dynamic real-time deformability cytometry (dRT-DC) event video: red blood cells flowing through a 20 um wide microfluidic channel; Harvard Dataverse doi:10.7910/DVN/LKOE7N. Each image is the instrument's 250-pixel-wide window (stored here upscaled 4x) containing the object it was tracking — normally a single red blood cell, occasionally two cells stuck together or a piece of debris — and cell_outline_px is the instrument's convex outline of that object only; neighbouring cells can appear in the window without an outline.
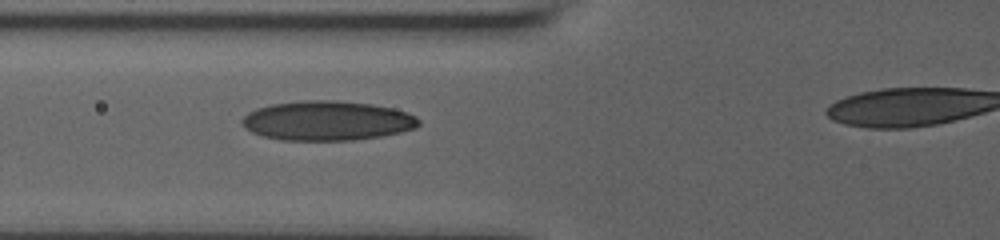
{"species": "human", "species_latin": "Homo sapiens", "temperature_condition": "room temperature", "stored_images_in_passage": 43, "camera_frame_rate_fps": 3000, "um_per_image_px": 0.085, "donor": {"sex": "male"}, "frame": {"image": 1, "passage_image": 14, "time_ms": 4.333, "image_size_px": [1000, 240], "cell_outline_px": [[420, 124], [416, 128], [400, 132], [380, 136], [352, 140], [280, 140], [264, 136], [252, 132], [244, 128], [240, 124], [240, 120], [248, 112], [256, 108], [272, 104], [304, 100], [332, 100], [372, 104], [392, 108], [408, 112], [416, 116], [420, 120]], "centroid_in_image_um": [27.79, 10.26], "position_along_channel_um": 98.0, "area_um2": 40.86}}
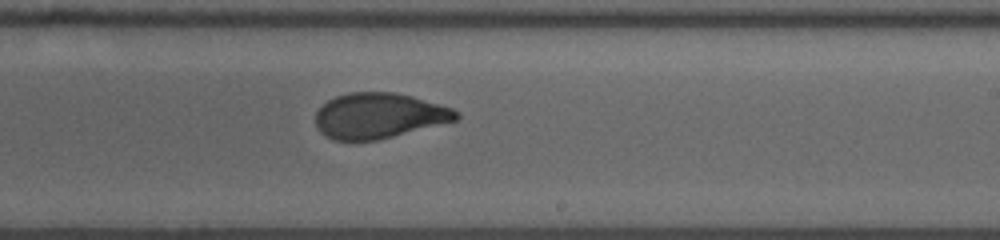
{"frame": {"image": 2, "passage_image": 27, "time_ms": 8.667, "image_size_px": [1000, 240], "cell_outline_px": [[460, 116], [456, 120], [376, 140], [332, 140], [324, 136], [316, 128], [316, 112], [328, 100], [336, 96], [348, 92], [396, 92], [412, 96], [452, 108], [460, 112]], "centroid_in_image_um": [32.18, 9.83], "position_along_channel_um": 256.8, "area_um2": 37.05}}
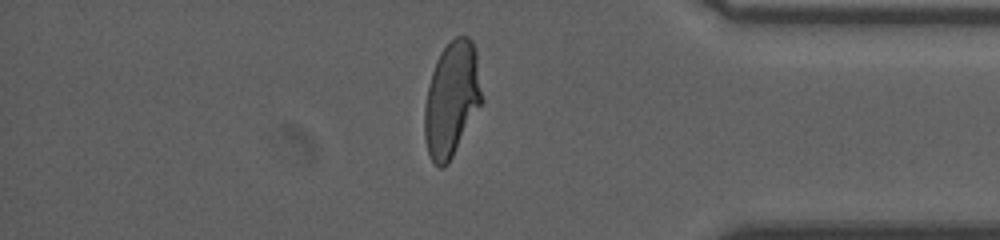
{"frame": {"image": 3, "passage_image": 40, "time_ms": 13.0, "image_size_px": [1000, 240], "cell_outline_px": [[484, 100], [448, 164], [444, 168], [440, 168], [432, 160], [428, 152], [424, 140], [424, 108], [428, 84], [436, 60], [440, 52], [456, 36], [468, 36], [472, 40], [476, 52]], "centroid_in_image_um": [38.4, 8.43], "position_along_channel_um": 396.8, "area_um2": 38.61}}